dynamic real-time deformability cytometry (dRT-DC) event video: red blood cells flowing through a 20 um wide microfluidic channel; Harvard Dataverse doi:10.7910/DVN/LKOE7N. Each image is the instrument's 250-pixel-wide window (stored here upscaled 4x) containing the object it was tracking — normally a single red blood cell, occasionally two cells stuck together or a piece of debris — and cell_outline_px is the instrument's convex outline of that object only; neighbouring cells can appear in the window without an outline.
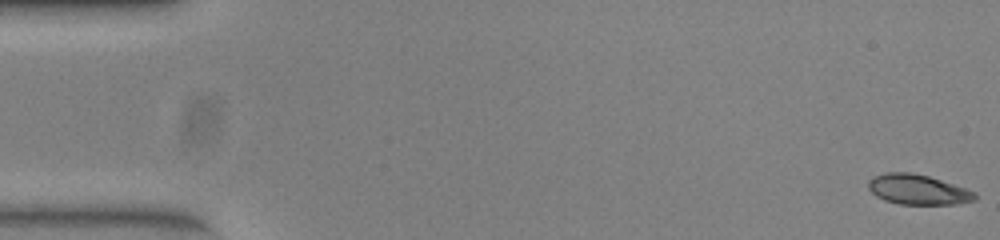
{"species": "common noctule bat (a hibernating species)", "species_latin": "Nyctalus noctula", "temperature_condition": "warm", "stored_images_in_passage": 52, "camera_frame_rate_fps": 3000, "um_per_image_px": 0.085, "animal": {"sex": "female", "body_mass_g": 23.0, "forearm_length_mm": 53.4}, "frame": {"image": 1, "passage_image": 1, "time_ms": 0.0, "image_size_px": [1000, 240], "cell_outline_px": [[976, 200], [956, 204], [900, 204], [884, 200], [876, 196], [868, 188], [868, 180], [872, 176], [884, 172], [912, 172], [928, 176], [976, 192]], "centroid_in_image_um": [77.98, 16.1], "position_along_channel_um": 7.0, "area_um2": 18.67}}
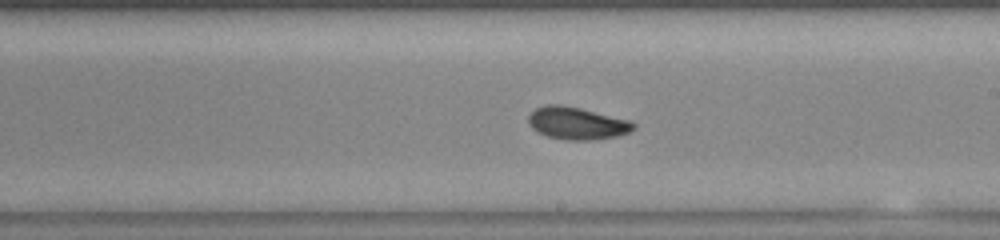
{"frame": {"image": 2, "passage_image": 30, "time_ms": 9.667, "image_size_px": [1000, 240], "cell_outline_px": [[636, 128], [620, 136], [592, 140], [568, 140], [548, 136], [536, 132], [528, 124], [528, 116], [536, 108], [544, 104], [560, 104], [580, 108], [632, 120], [636, 124]], "centroid_in_image_um": [49.06, 10.47], "position_along_channel_um": 239.9, "area_um2": 20.11}}
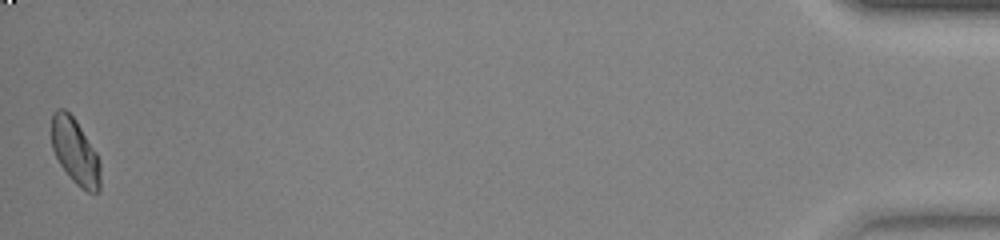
{"frame": {"image": 3, "passage_image": 52, "time_ms": 17.0, "image_size_px": [1000, 240], "cell_outline_px": [[100, 188], [96, 192], [88, 192], [80, 188], [68, 176], [60, 164], [52, 148], [52, 112], [56, 108], [64, 108], [76, 120], [96, 152], [100, 160]], "centroid_in_image_um": [6.38, 12.87], "position_along_channel_um": 428.8, "area_um2": 18.73}, "authors_computed_cell_mechanics": {"area_um2": 19.074, "velocity_mm_per_s": 3.9213, "shape_relaxation_time_tau1_ms": 5.8851, "shape_relaxation_time_tau2_ms": null, "deformation_change_tau1": 0.1431, "deformation_change_tau2": null}}